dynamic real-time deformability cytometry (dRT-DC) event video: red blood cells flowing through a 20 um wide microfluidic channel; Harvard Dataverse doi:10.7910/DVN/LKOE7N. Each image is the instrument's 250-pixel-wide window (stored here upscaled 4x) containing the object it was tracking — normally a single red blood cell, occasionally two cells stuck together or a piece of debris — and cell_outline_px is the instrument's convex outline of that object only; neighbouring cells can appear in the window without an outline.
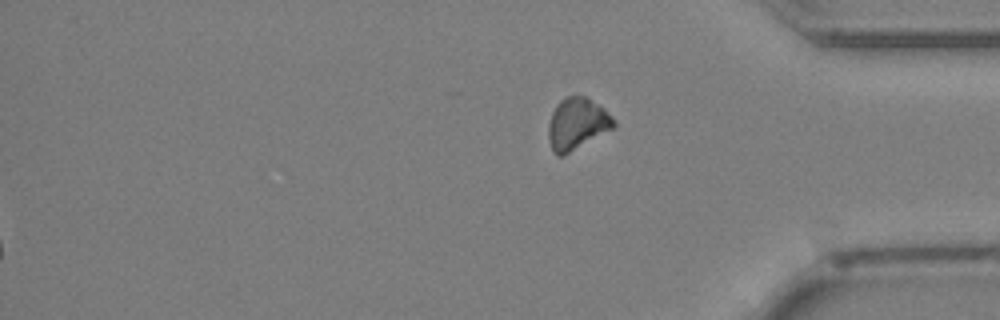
{"species": "Egyptian fruit bat (a non-hibernating species)", "species_latin": "Rousettus aegyptiacus", "temperature_condition": "cold", "stored_images_in_passage": 41, "segment_of_instrument_passage": [2, 2], "camera_frame_rate_fps": 3000, "um_per_image_px": 0.085, "animal": {"sex": "female"}, "frame": {"image": 1, "passage_image": 41, "time_ms": 13.333, "image_size_px": [1000, 320], "cell_outline_px": [[616, 124], [612, 128], [564, 156], [556, 156], [548, 140], [548, 124], [552, 112], [556, 104], [560, 100], [568, 96], [584, 96], [604, 108], [612, 116]], "centroid_in_image_um": [49.02, 10.53], "position_along_channel_um": 386.2, "area_um2": 19.54}}